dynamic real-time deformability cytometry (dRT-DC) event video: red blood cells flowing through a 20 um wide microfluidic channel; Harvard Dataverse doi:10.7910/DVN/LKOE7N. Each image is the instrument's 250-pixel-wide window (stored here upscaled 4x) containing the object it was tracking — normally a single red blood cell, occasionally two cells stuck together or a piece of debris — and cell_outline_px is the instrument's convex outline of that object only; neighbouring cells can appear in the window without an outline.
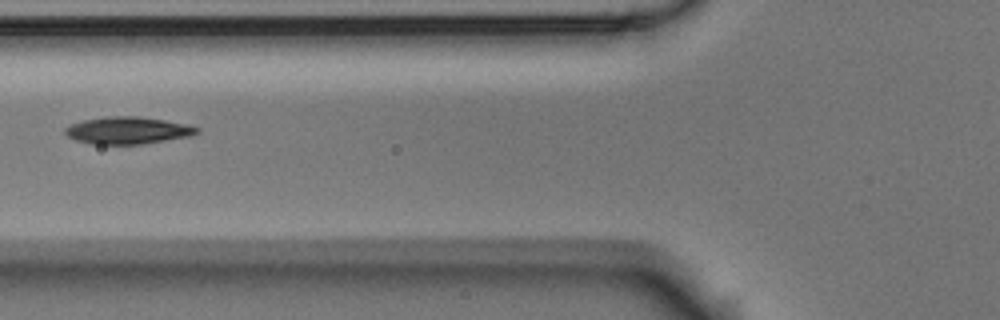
{"species": "Egyptian fruit bat (a non-hibernating species)", "species_latin": "Rousettus aegyptiacus", "temperature_condition": "room temperature", "stored_images_in_passage": 3, "camera_frame_rate_fps": 3000, "um_per_image_px": 0.085, "animal": {"sex": "male"}, "frame": {"image": 1, "passage_image": 3, "time_ms": 2.333, "image_size_px": [1000, 320], "cell_outline_px": [[200, 132], [188, 136], [140, 144], [92, 144], [76, 140], [68, 136], [64, 132], [64, 128], [72, 124], [84, 120], [108, 116], [136, 116], [164, 120], [188, 124], [200, 128]], "centroid_in_image_um": [10.85, 11.08], "position_along_channel_um": 114.9, "area_um2": 20.63}}